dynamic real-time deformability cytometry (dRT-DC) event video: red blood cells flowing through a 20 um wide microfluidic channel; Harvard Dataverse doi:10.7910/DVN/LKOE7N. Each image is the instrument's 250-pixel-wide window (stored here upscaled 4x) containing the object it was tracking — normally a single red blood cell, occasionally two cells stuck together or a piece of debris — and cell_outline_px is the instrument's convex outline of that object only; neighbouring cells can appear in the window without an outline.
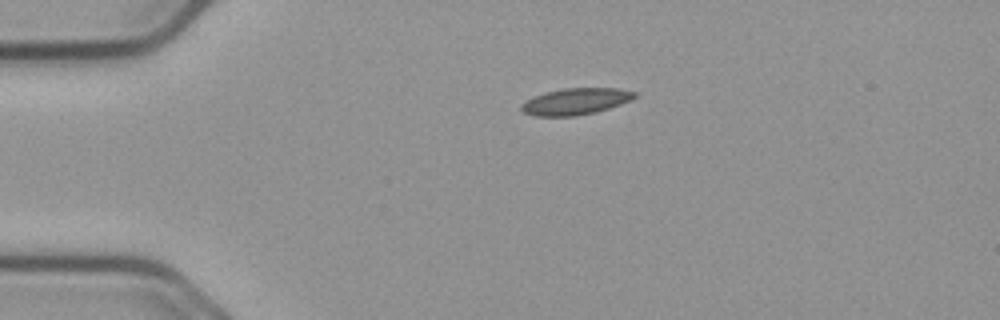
{"species": "common noctule bat (a hibernating species)", "species_latin": "Nyctalus noctula", "temperature_condition": "cold", "stored_images_in_passage": 45, "camera_frame_rate_fps": 3000, "um_per_image_px": 0.085, "animal": {"sex": "male", "body_mass_g": 23.1, "forearm_length_mm": 52.7}, "frame": {"image": 1, "passage_image": 1, "time_ms": 0.0, "image_size_px": [1000, 320], "cell_outline_px": [[636, 96], [620, 104], [596, 112], [576, 116], [536, 116], [524, 112], [520, 108], [520, 104], [524, 100], [532, 96], [544, 92], [564, 88], [620, 88], [636, 92]], "centroid_in_image_um": [48.87, 8.61], "position_along_channel_um": 36.1, "area_um2": 17.57}}
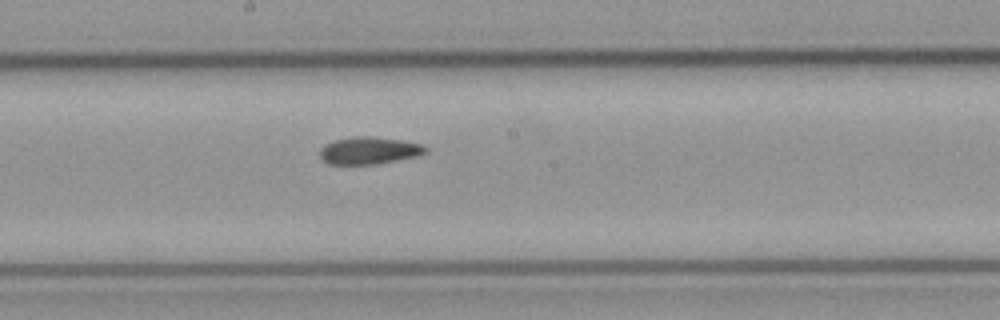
{"frame": {"image": 2, "passage_image": 19, "time_ms": 6.0, "image_size_px": [1000, 320], "cell_outline_px": [[428, 152], [420, 156], [376, 164], [328, 164], [320, 156], [320, 148], [324, 144], [336, 140], [356, 136], [372, 136], [404, 140], [424, 144], [428, 148]], "centroid_in_image_um": [31.44, 12.79], "position_along_channel_um": 216.8, "area_um2": 17.05}}
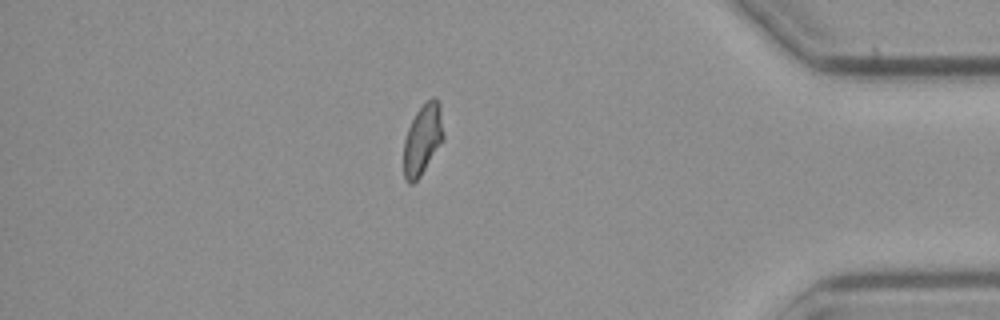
{"frame": {"image": 3, "passage_image": 37, "time_ms": 12.0, "image_size_px": [1000, 320], "cell_outline_px": [[444, 140], [420, 176], [412, 184], [408, 184], [404, 176], [404, 140], [408, 128], [416, 112], [432, 96], [440, 104], [444, 136]], "centroid_in_image_um": [35.93, 11.86], "position_along_channel_um": 399.3, "area_um2": 16.24}, "authors_computed_cell_mechanics": {"area_um2": 17.051, "velocity_mm_per_s": 3.6644, "shape_relaxation_time_tau1_ms": null, "shape_relaxation_time_tau2_ms": 3.7645, "deformation_change_tau1": null, "deformation_change_tau2": 0.0851}}